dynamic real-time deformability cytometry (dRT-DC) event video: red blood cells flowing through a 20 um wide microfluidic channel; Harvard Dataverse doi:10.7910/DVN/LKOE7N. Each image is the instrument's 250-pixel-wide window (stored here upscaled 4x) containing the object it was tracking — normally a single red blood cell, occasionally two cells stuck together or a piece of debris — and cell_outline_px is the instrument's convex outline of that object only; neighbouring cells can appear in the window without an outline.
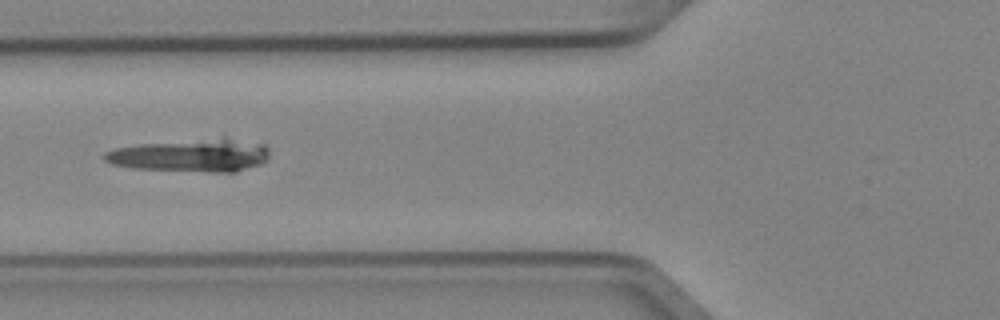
{"species": "Egyptian fruit bat (a non-hibernating species)", "species_latin": "Rousettus aegyptiacus", "temperature_condition": "cold", "stored_images_in_passage": 5, "camera_frame_rate_fps": 3000, "um_per_image_px": 0.085, "animal": {"sex": "female"}, "frame": {"image": 1, "passage_image": 4, "time_ms": 1.0, "image_size_px": [1000, 320], "cell_outline_px": [[268, 160], [260, 164], [236, 172], [208, 172], [132, 168], [112, 164], [104, 160], [104, 152], [116, 148], [140, 144], [220, 140], [232, 140], [264, 144], [268, 148]], "centroid_in_image_um": [16.22, 13.26], "position_along_channel_um": 109.6, "area_um2": 30.4}}